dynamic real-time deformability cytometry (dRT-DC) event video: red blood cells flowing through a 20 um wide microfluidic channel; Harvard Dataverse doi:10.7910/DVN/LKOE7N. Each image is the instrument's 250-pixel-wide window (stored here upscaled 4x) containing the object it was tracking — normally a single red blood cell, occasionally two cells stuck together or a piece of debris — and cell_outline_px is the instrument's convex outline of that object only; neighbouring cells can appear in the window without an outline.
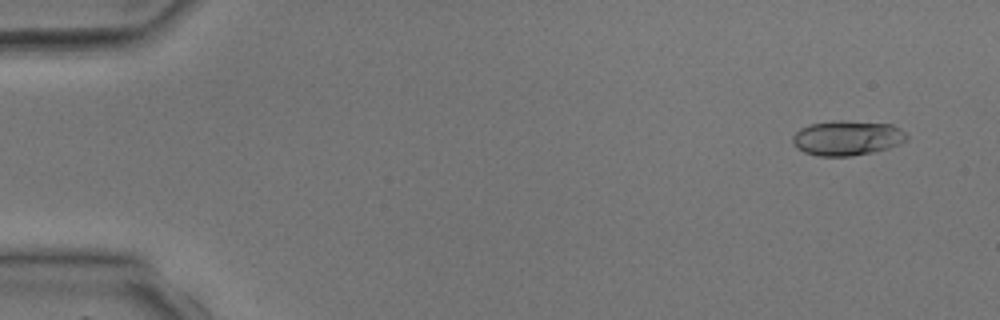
{"species": "common noctule bat (a hibernating species)", "species_latin": "Nyctalus noctula", "temperature_condition": "room temperature", "stored_images_in_passage": 4, "segment_of_instrument_passage": [2, 2], "camera_frame_rate_fps": 3000, "um_per_image_px": 0.085, "animal": {"sex": "male", "body_mass_g": 17.9, "forearm_length_mm": 54.2}, "frame": {"image": 1, "passage_image": 4, "time_ms": 3.333, "image_size_px": [1000, 320], "cell_outline_px": [[908, 136], [900, 144], [888, 148], [872, 152], [852, 156], [816, 156], [804, 152], [796, 148], [792, 144], [792, 136], [800, 128], [808, 124], [832, 120], [844, 120], [892, 124], [900, 128]], "centroid_in_image_um": [71.96, 11.72], "position_along_channel_um": 13.0, "area_um2": 23.47}}